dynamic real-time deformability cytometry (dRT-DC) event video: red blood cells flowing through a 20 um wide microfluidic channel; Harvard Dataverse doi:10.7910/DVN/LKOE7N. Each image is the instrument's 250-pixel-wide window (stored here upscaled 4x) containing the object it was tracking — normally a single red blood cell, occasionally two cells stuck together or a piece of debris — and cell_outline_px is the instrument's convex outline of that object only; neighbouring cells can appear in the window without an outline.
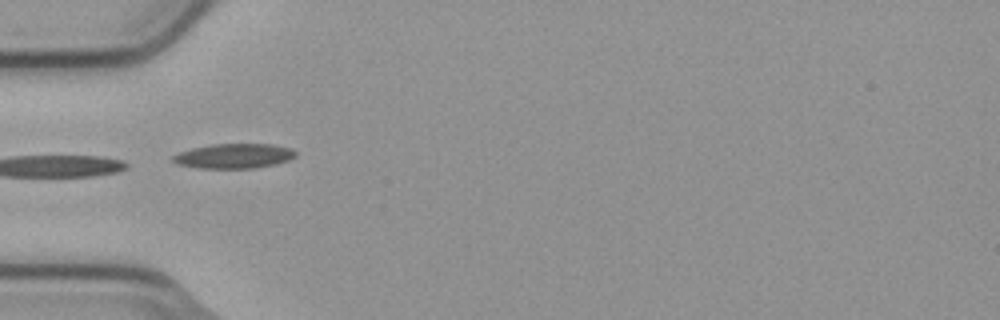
{"species": "common noctule bat (a hibernating species)", "species_latin": "Nyctalus noctula", "temperature_condition": "cold", "stored_images_in_passage": 10, "camera_frame_rate_fps": 3000, "um_per_image_px": 0.085, "animal": {"sex": "male", "body_mass_g": 23.1, "forearm_length_mm": 52.7}, "frame": {"image": 1, "passage_image": 5, "time_ms": 1.333, "image_size_px": [1000, 320], "cell_outline_px": [[296, 156], [288, 160], [276, 164], [252, 168], [200, 168], [180, 164], [172, 160], [172, 156], [180, 152], [192, 148], [212, 144], [272, 144], [292, 148], [296, 152]], "centroid_in_image_um": [19.92, 13.25], "position_along_channel_um": 65.1, "area_um2": 17.57}}
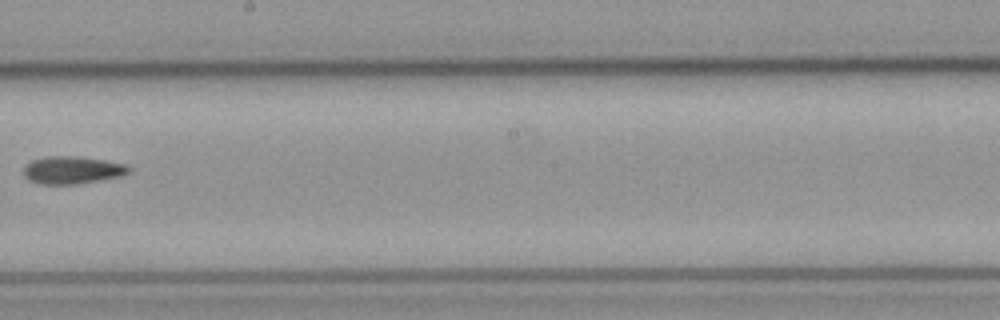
{"frame": {"image": 2, "passage_image": 9, "time_ms": 2.667, "image_size_px": [1000, 320], "cell_outline_px": [[132, 168], [128, 172], [120, 176], [76, 184], [40, 184], [24, 176], [24, 164], [32, 160], [44, 156], [76, 156], [104, 160], [124, 164]], "centroid_in_image_um": [6.11, 14.44], "position_along_channel_um": 242.1, "area_um2": 16.76}}
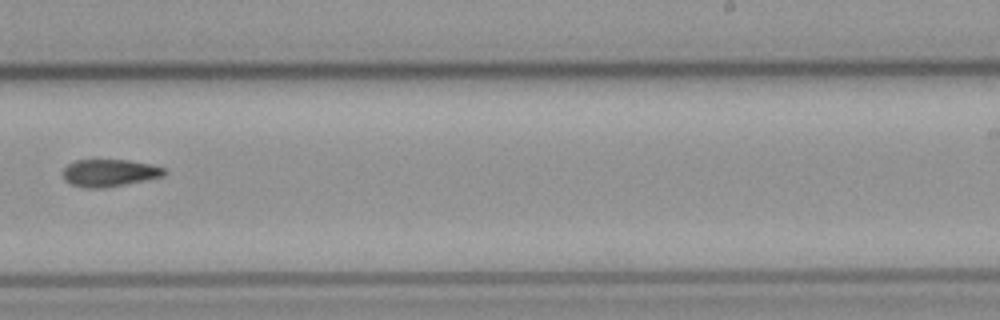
{"frame": {"image": 3, "passage_image": 10, "time_ms": 3.0, "image_size_px": [1000, 320], "cell_outline_px": [[168, 172], [164, 176], [124, 184], [100, 188], [84, 188], [72, 184], [64, 180], [64, 168], [68, 164], [76, 160], [96, 156], [128, 160], [152, 164], [164, 168]], "centroid_in_image_um": [9.28, 14.63], "position_along_channel_um": 279.7, "area_um2": 16.76}}